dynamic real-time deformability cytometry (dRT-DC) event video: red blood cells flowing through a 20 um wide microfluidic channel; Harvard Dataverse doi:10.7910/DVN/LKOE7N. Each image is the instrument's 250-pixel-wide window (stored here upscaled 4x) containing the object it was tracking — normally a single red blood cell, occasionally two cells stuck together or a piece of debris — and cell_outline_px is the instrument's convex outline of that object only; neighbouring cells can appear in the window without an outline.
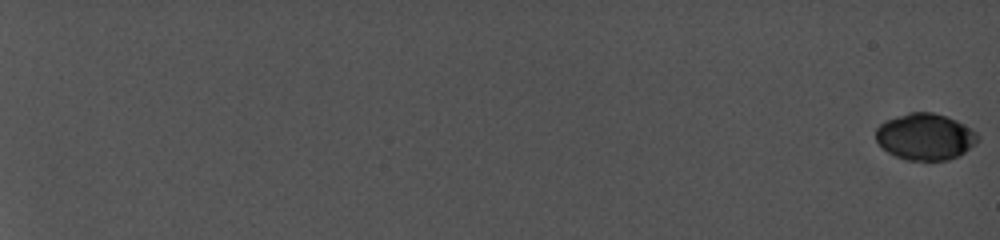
{"species": "common noctule bat (a hibernating species)", "species_latin": "Nyctalus noctula", "temperature_condition": "cold", "stored_images_in_passage": 10, "camera_frame_rate_fps": 5000, "um_per_image_px": 0.085, "animal": {"sex": "female", "body_mass_g": 19.0, "forearm_length_mm": 56.7}, "frame": {"image": 1, "passage_image": 1, "time_ms": 0.0, "image_size_px": [1000, 240], "cell_outline_px": [[980, 140], [976, 144], [964, 152], [948, 160], [904, 160], [888, 152], [876, 140], [876, 128], [880, 124], [888, 120], [908, 112], [932, 112], [956, 120], [972, 128], [976, 132]], "centroid_in_image_um": [78.66, 11.62], "position_along_channel_um": 6.3, "area_um2": 27.51}}
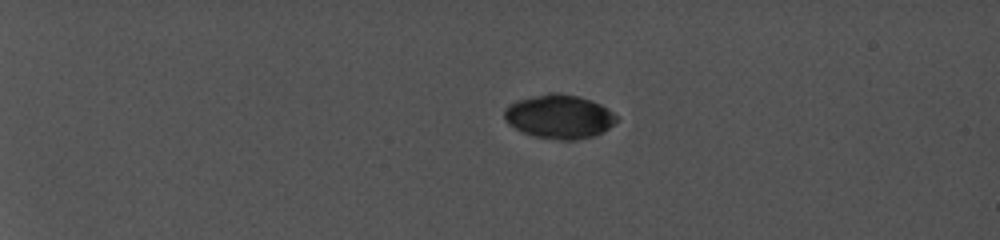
{"frame": {"image": 2, "passage_image": 6, "time_ms": 5.8, "image_size_px": [1000, 240], "cell_outline_px": [[620, 120], [616, 124], [604, 132], [596, 136], [576, 140], [564, 140], [536, 136], [524, 132], [508, 124], [504, 120], [504, 108], [508, 104], [516, 100], [548, 92], [560, 92], [580, 96], [592, 100], [608, 108], [620, 116]], "centroid_in_image_um": [47.6, 9.89], "position_along_channel_um": 37.4, "area_um2": 29.36}}
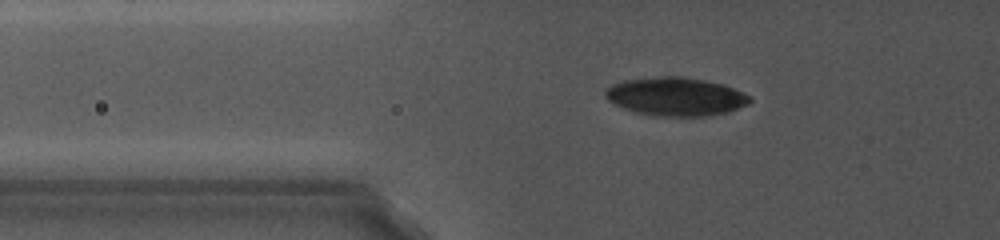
{"frame": {"image": 3, "passage_image": 9, "time_ms": 9.2, "image_size_px": [1000, 240], "cell_outline_px": [[752, 100], [748, 104], [728, 112], [704, 116], [656, 116], [636, 112], [624, 108], [608, 100], [604, 96], [604, 92], [612, 84], [624, 80], [664, 76], [676, 76], [704, 80], [720, 84], [732, 88], [752, 96]], "centroid_in_image_um": [57.43, 8.21], "position_along_channel_um": 68.4, "area_um2": 32.08}}